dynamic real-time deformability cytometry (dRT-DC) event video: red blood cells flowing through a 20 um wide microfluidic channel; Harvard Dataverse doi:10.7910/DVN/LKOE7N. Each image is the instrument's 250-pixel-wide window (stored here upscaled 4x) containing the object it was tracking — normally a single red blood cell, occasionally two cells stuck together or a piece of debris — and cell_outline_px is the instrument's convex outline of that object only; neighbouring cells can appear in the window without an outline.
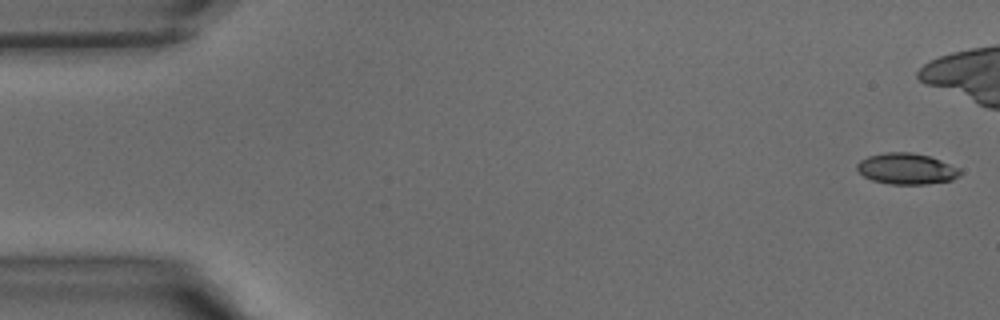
{"species": "common noctule bat (a hibernating species)", "species_latin": "Nyctalus noctula", "temperature_condition": "warm", "stored_images_in_passage": 32, "camera_frame_rate_fps": 3000, "um_per_image_px": 0.085, "animal": {"sex": "male", "body_mass_g": 15.6}, "frame": {"image": 1, "passage_image": 1, "time_ms": 0.0, "image_size_px": [1000, 320], "cell_outline_px": [[960, 176], [952, 180], [928, 184], [892, 184], [872, 180], [864, 176], [856, 168], [856, 164], [860, 160], [868, 156], [888, 152], [912, 152], [928, 156], [940, 160], [960, 168]], "centroid_in_image_um": [77.06, 14.34], "position_along_channel_um": 7.9, "area_um2": 18.61}}
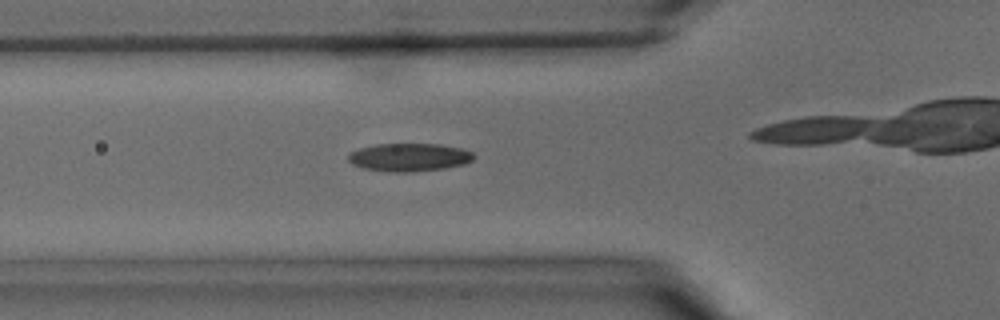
{"frame": {"image": 2, "passage_image": 14, "time_ms": 4.333, "image_size_px": [1000, 320], "cell_outline_px": [[476, 156], [472, 160], [464, 164], [444, 168], [412, 172], [388, 172], [364, 168], [352, 164], [348, 160], [348, 152], [360, 148], [376, 144], [440, 144], [460, 148], [472, 152]], "centroid_in_image_um": [34.77, 13.37], "position_along_channel_um": 91.0, "area_um2": 20.58}}